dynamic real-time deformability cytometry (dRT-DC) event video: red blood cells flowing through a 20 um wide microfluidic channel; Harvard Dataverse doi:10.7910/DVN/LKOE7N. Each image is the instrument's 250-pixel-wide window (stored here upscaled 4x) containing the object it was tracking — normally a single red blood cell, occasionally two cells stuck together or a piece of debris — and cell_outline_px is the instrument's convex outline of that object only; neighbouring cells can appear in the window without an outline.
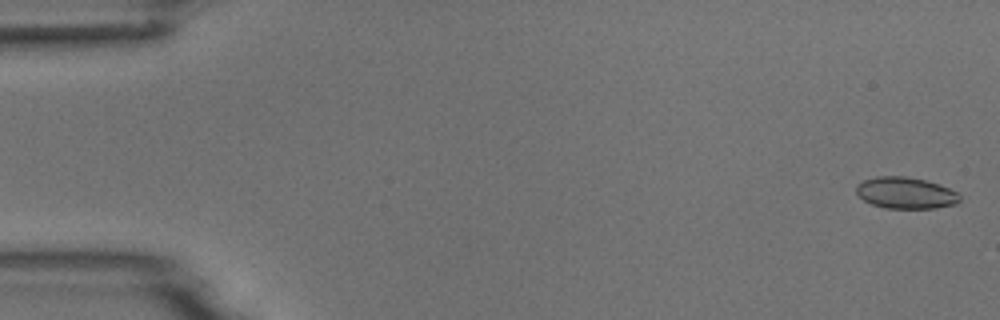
{"species": "common noctule bat (a hibernating species)", "species_latin": "Nyctalus noctula", "temperature_condition": "room temperature", "stored_images_in_passage": 6, "camera_frame_rate_fps": 3000, "um_per_image_px": 0.085, "animal": {"sex": "male", "body_mass_g": 18.8}, "frame": {"image": 1, "passage_image": 1, "time_ms": 0.0, "image_size_px": [1000, 320], "cell_outline_px": [[960, 200], [956, 204], [936, 208], [884, 208], [872, 204], [864, 200], [856, 192], [856, 184], [864, 180], [876, 176], [904, 176], [924, 180], [948, 188], [956, 192], [960, 196]], "centroid_in_image_um": [76.96, 16.4], "position_along_channel_um": 8.0, "area_um2": 18.84}}